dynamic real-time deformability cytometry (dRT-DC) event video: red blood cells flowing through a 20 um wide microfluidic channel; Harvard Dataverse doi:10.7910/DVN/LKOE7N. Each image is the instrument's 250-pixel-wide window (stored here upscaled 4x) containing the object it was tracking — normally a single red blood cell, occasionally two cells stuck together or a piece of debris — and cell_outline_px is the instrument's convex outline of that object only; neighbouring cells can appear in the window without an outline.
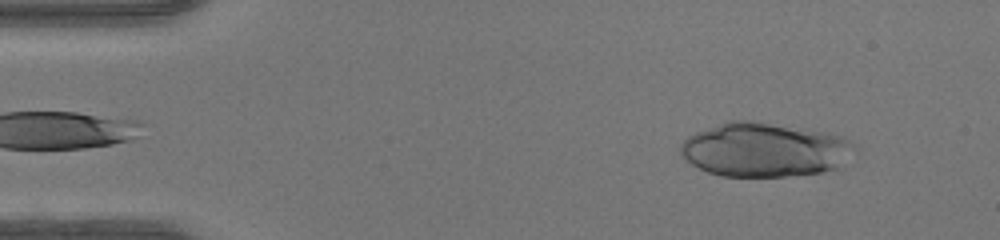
{"species": "human", "species_latin": "Homo sapiens", "temperature_condition": "warm", "stored_images_in_passage": 16, "camera_frame_rate_fps": 3000, "um_per_image_px": 0.085, "donor": {"sex": "female"}, "frame": {"image": 1, "passage_image": 4, "time_ms": 1.0, "image_size_px": [1000, 240], "cell_outline_px": [[860, 148], [836, 168], [824, 172], [784, 176], [720, 176], [708, 172], [684, 160], [680, 152], [680, 144], [688, 136], [696, 132], [728, 120], [752, 120], [824, 132], [844, 136], [856, 144]], "centroid_in_image_um": [65.0, 12.72], "position_along_channel_um": 20.0, "area_um2": 55.14}}
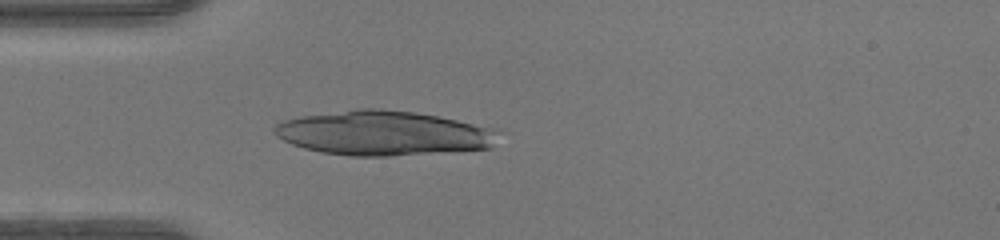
{"frame": {"image": 2, "passage_image": 12, "time_ms": 3.667, "image_size_px": [1000, 240], "cell_outline_px": [[500, 132], [492, 148], [388, 156], [352, 156], [320, 152], [304, 148], [292, 144], [276, 136], [272, 128], [280, 120], [300, 116], [356, 108], [380, 108], [416, 112], [500, 128]], "centroid_in_image_um": [32.6, 11.3], "position_along_channel_um": 52.4, "area_um2": 58.78}}